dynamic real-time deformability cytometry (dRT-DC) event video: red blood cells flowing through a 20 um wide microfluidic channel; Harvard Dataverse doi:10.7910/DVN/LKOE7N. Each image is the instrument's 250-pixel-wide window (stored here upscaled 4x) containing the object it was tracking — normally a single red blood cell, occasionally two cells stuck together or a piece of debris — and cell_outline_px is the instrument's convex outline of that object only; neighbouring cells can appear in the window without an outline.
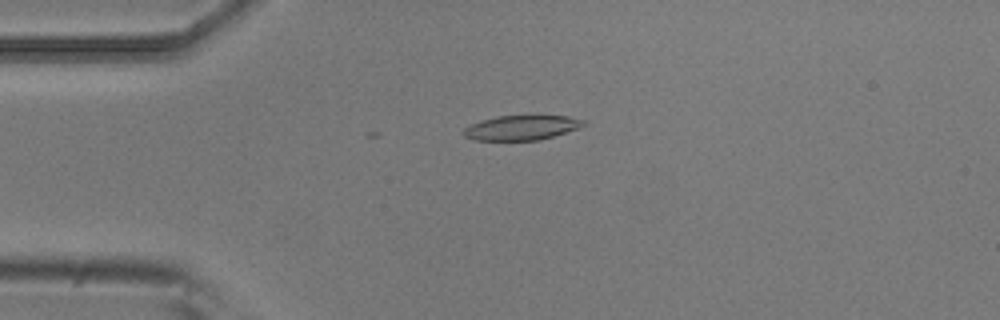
{"species": "common noctule bat (a hibernating species)", "species_latin": "Nyctalus noctula", "temperature_condition": "room temperature", "stored_images_in_passage": 5, "camera_frame_rate_fps": 3000, "um_per_image_px": 0.085, "animal": {"sex": "male", "body_mass_g": 20.5, "forearm_length_mm": 52.5}, "frame": {"image": 1, "passage_image": 4, "time_ms": 1.0, "image_size_px": [1000, 320], "cell_outline_px": [[588, 124], [540, 140], [476, 140], [464, 136], [460, 132], [464, 128], [480, 120], [496, 116], [568, 116], [588, 120]], "centroid_in_image_um": [44.31, 10.84], "position_along_channel_um": 40.7, "area_um2": 17.22}}